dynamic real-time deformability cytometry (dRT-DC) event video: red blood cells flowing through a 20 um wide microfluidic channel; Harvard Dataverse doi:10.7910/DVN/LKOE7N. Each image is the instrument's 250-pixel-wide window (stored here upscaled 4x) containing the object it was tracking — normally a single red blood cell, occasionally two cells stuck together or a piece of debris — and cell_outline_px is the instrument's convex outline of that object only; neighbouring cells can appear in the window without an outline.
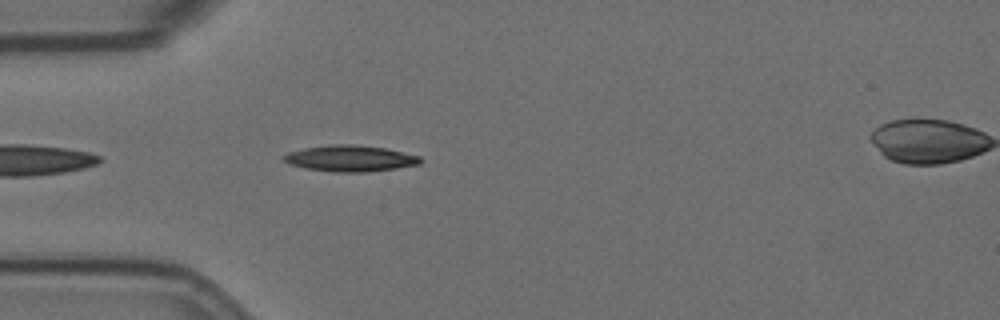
{"species": "Egyptian fruit bat (a non-hibernating species)", "species_latin": "Rousettus aegyptiacus", "temperature_condition": "room temperature", "stored_images_in_passage": 43, "camera_frame_rate_fps": 3000, "um_per_image_px": 0.085, "animal": {"sex": "female"}, "frame": {"image": 1, "passage_image": 3, "time_ms": 0.667, "image_size_px": [1000, 320], "cell_outline_px": [[424, 160], [420, 164], [396, 168], [364, 172], [332, 172], [304, 168], [288, 164], [284, 160], [284, 156], [288, 152], [304, 148], [332, 144], [352, 144], [384, 148], [420, 156]], "centroid_in_image_um": [29.76, 13.47], "position_along_channel_um": 55.2, "area_um2": 20.81}}
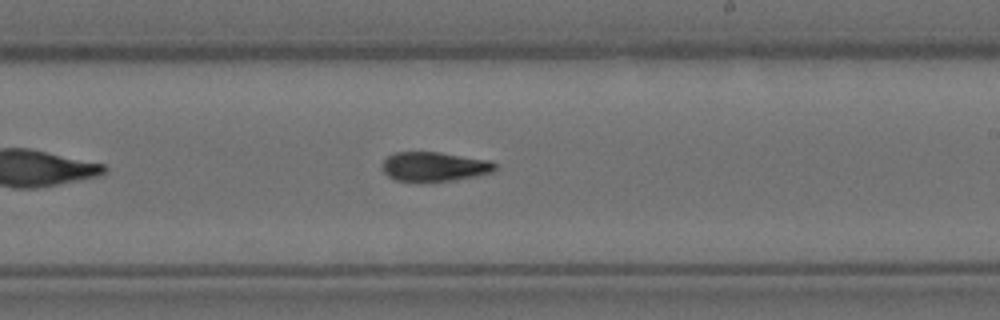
{"frame": {"image": 2, "passage_image": 20, "time_ms": 6.333, "image_size_px": [1000, 320], "cell_outline_px": [[496, 168], [492, 172], [476, 176], [452, 180], [396, 180], [388, 176], [380, 168], [384, 160], [388, 156], [396, 152], [440, 152], [488, 160], [496, 164]], "centroid_in_image_um": [36.9, 14.14], "position_along_channel_um": 252.1, "area_um2": 18.96}}
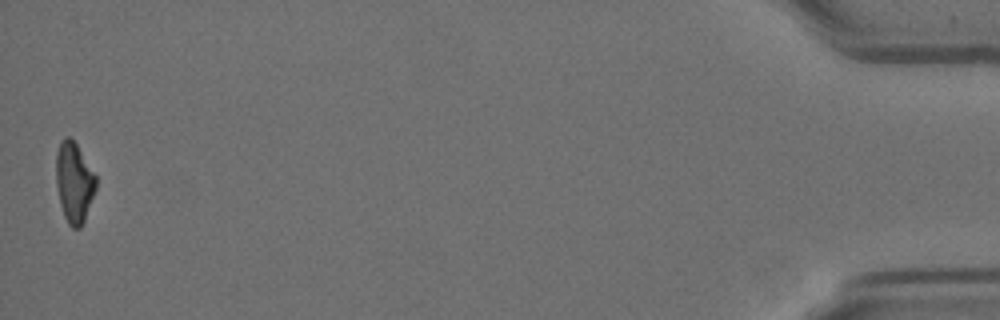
{"frame": {"image": 3, "passage_image": 43, "time_ms": 14.0, "image_size_px": [1000, 320], "cell_outline_px": [[96, 188], [84, 220], [80, 228], [72, 228], [68, 224], [64, 216], [60, 204], [56, 184], [56, 152], [60, 140], [64, 136], [68, 136], [76, 144], [96, 176]], "centroid_in_image_um": [6.28, 15.49], "position_along_channel_um": 428.9, "area_um2": 18.55}, "authors_computed_cell_mechanics": {"area_um2": 19.5942, "velocity_mm_per_s": 3.5739, "shape_relaxation_time_tau1_ms": 5.3291, "shape_relaxation_time_tau2_ms": 8.243, "deformation_change_tau1": 0.1884, "deformation_change_tau2": 0.1463}}